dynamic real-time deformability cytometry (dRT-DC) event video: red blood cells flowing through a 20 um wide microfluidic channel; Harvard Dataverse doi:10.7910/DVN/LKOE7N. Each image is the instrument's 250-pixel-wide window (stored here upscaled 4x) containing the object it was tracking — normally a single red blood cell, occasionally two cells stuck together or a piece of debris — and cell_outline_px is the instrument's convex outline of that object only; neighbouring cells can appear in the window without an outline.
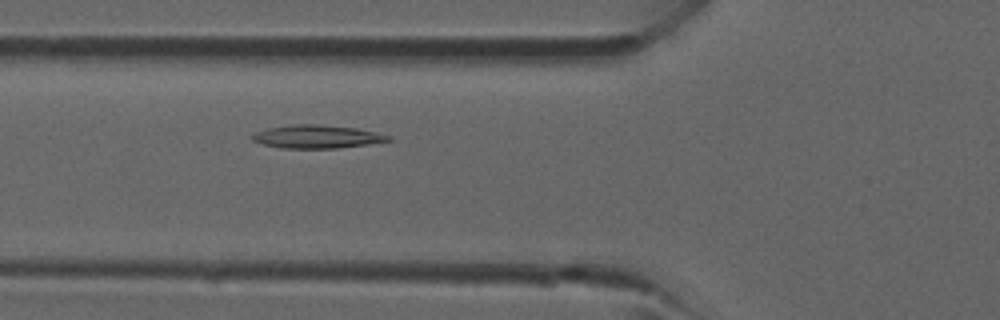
{"species": "common noctule bat (a hibernating species)", "species_latin": "Nyctalus noctula", "temperature_condition": "room temperature", "stored_images_in_passage": 36, "camera_frame_rate_fps": 3000, "um_per_image_px": 0.085, "animal": {"sex": "male", "forearm_length_mm": 52.5}, "frame": {"image": 1, "passage_image": 10, "time_ms": 3.0, "image_size_px": [1000, 320], "cell_outline_px": [[392, 140], [336, 148], [280, 148], [264, 144], [252, 140], [252, 136], [256, 132], [268, 128], [296, 124], [316, 124], [356, 128], [376, 132], [392, 136]], "centroid_in_image_um": [26.94, 11.61], "position_along_channel_um": 98.9, "area_um2": 18.09}}
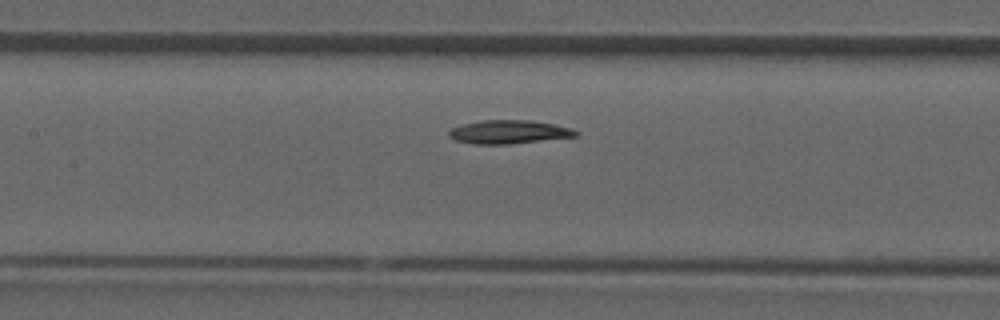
{"frame": {"image": 2, "passage_image": 14, "time_ms": 4.333, "image_size_px": [1000, 320], "cell_outline_px": [[580, 132], [576, 136], [508, 144], [476, 144], [456, 140], [448, 136], [448, 132], [452, 128], [460, 124], [480, 120], [528, 120], [552, 124], [572, 128]], "centroid_in_image_um": [43.22, 11.21], "position_along_channel_um": 164.2, "area_um2": 17.28}}
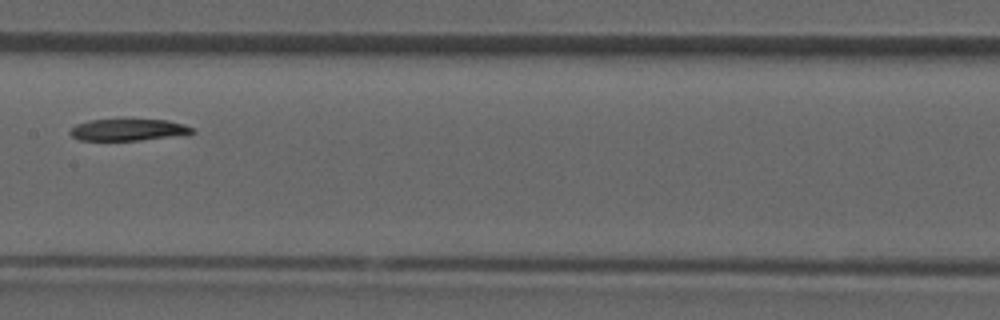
{"frame": {"image": 3, "passage_image": 16, "time_ms": 5.0, "image_size_px": [1000, 320], "cell_outline_px": [[196, 132], [188, 136], [140, 140], [80, 140], [72, 136], [68, 132], [76, 124], [88, 120], [168, 120], [184, 124], [192, 128]], "centroid_in_image_um": [10.99, 11.05], "position_along_channel_um": 196.4, "area_um2": 15.66}}